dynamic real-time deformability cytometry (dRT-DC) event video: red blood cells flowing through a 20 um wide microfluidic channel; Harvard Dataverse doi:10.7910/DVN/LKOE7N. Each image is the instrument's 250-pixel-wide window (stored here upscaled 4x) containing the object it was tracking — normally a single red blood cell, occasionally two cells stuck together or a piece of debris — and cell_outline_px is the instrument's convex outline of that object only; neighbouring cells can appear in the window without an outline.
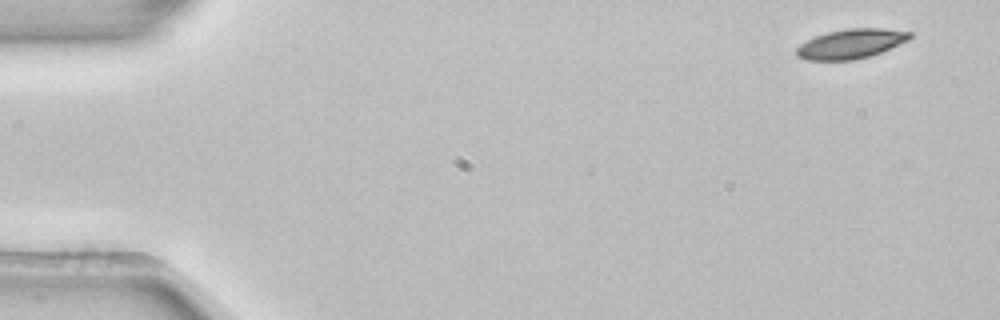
{"species": "common noctule bat (a hibernating species)", "species_latin": "Nyctalus noctula", "temperature_condition": "room temperature", "stored_images_in_passage": 4, "camera_frame_rate_fps": 3000, "um_per_image_px": 0.085, "animal": {"sex": "female", "body_mass_g": 22.7, "forearm_length_mm": 54.2}, "frame": {"image": 1, "passage_image": 1, "time_ms": 0.0, "image_size_px": [1000, 320], "cell_outline_px": [[912, 36], [908, 40], [880, 52], [868, 56], [852, 60], [808, 60], [796, 56], [796, 48], [800, 44], [816, 36], [828, 32], [848, 28], [884, 28], [912, 32]], "centroid_in_image_um": [72.32, 3.71], "position_along_channel_um": 12.7, "area_um2": 19.31}}